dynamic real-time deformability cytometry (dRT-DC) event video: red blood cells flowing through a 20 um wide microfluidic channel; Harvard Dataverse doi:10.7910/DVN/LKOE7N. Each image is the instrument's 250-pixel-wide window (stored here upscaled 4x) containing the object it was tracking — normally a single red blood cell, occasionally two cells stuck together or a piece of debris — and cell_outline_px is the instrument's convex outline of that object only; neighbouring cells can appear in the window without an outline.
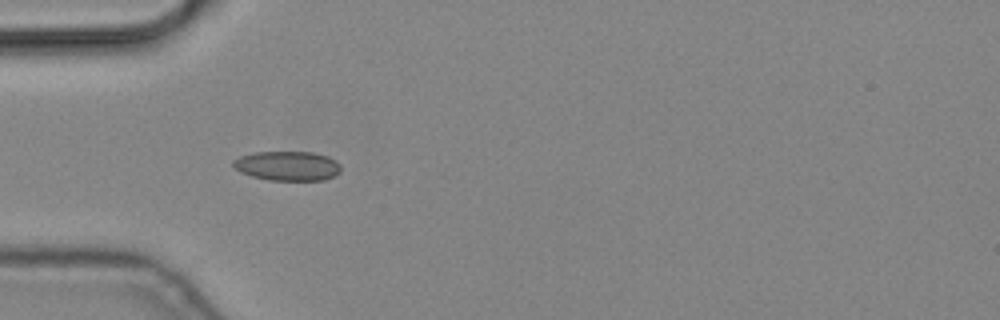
{"species": "common noctule bat (a hibernating species)", "species_latin": "Nyctalus noctula", "temperature_condition": "cold", "stored_images_in_passage": 2, "camera_frame_rate_fps": 3000, "um_per_image_px": 0.085, "animal": {"sex": "male", "body_mass_g": 19.2, "forearm_length_mm": 51.8}, "frame": {"image": 1, "passage_image": 1, "time_ms": 0.0, "image_size_px": [1000, 320], "cell_outline_px": [[340, 172], [336, 176], [324, 180], [268, 180], [252, 176], [240, 172], [232, 164], [232, 160], [240, 156], [252, 152], [312, 152], [328, 156], [336, 160], [340, 164]], "centroid_in_image_um": [24.45, 14.1], "position_along_channel_um": 60.5, "area_um2": 18.67}}
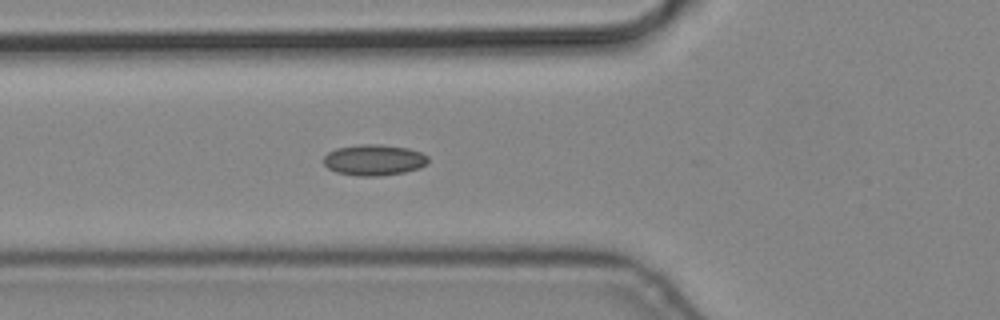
{"frame": {"image": 2, "passage_image": 2, "time_ms": 0.333, "image_size_px": [1000, 320], "cell_outline_px": [[428, 164], [420, 168], [404, 172], [380, 176], [360, 176], [336, 172], [328, 168], [324, 164], [324, 156], [328, 152], [336, 148], [360, 144], [380, 144], [408, 148], [420, 152], [428, 156]], "centroid_in_image_um": [31.8, 13.59], "position_along_channel_um": 94.0, "area_um2": 18.96}}